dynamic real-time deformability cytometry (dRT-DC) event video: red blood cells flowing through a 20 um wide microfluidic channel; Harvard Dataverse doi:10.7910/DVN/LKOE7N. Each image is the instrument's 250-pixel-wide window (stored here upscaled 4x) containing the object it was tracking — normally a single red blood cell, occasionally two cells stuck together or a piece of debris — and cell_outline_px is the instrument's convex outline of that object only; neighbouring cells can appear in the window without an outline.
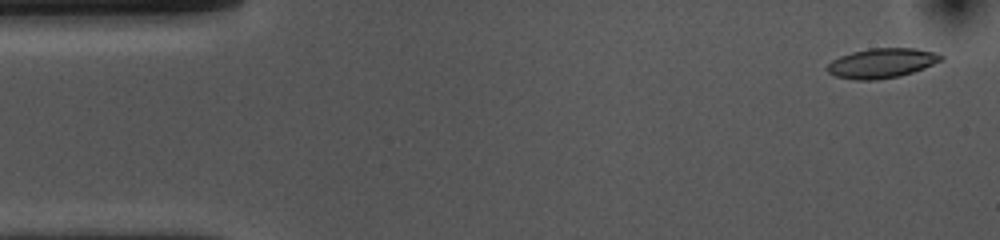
{"species": "common noctule bat (a hibernating species)", "species_latin": "Nyctalus noctula", "temperature_condition": "cold", "stored_images_in_passage": 52, "camera_frame_rate_fps": 3000, "um_per_image_px": 0.085, "animal": {"sex": "female", "body_mass_g": 10.0, "forearm_length_mm": 53.1}, "frame": {"image": 1, "passage_image": 2, "time_ms": 0.333, "image_size_px": [1000, 240], "cell_outline_px": [[944, 60], [924, 68], [900, 76], [876, 80], [856, 80], [836, 76], [828, 72], [824, 68], [832, 60], [840, 56], [852, 52], [868, 48], [916, 48], [936, 52], [944, 56]], "centroid_in_image_um": [74.96, 5.36], "position_along_channel_um": 10.0, "area_um2": 19.88}}
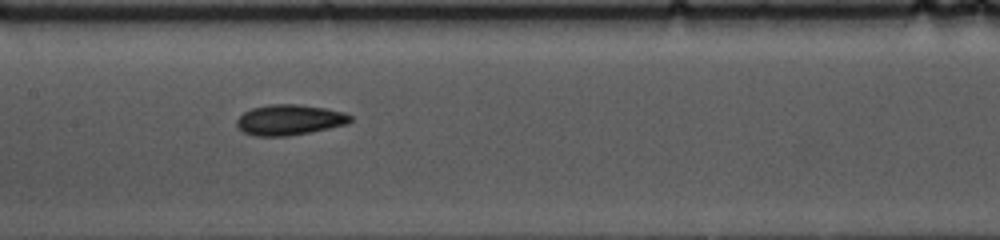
{"frame": {"image": 2, "passage_image": 24, "time_ms": 7.667, "image_size_px": [1000, 240], "cell_outline_px": [[352, 120], [348, 124], [288, 136], [256, 136], [244, 132], [236, 124], [236, 120], [244, 112], [252, 108], [268, 104], [296, 104], [324, 108], [344, 112], [352, 116]], "centroid_in_image_um": [24.6, 10.18], "position_along_channel_um": 182.8, "area_um2": 20.06}}
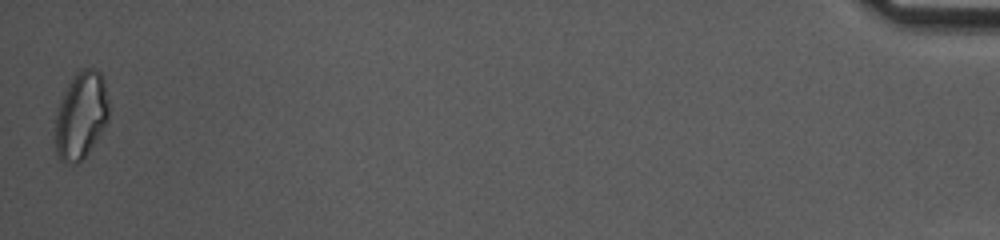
{"frame": {"image": 3, "passage_image": 52, "time_ms": 17.0, "image_size_px": [1000, 240], "cell_outline_px": [[108, 120], [88, 152], [76, 164], [60, 160], [56, 152], [56, 116], [60, 100], [68, 84], [76, 72], [84, 68], [92, 68], [100, 72], [104, 80], [108, 100]], "centroid_in_image_um": [6.89, 9.78], "position_along_channel_um": 428.3, "area_um2": 26.82}, "authors_computed_cell_mechanics": {"area_um2": 19.7965, "velocity_mm_per_s": 3.7175, "shape_relaxation_time_tau1_ms": 7.4224, "shape_relaxation_time_tau2_ms": 5.5488, "deformation_change_tau1": 0.1519, "deformation_change_tau2": 0.1254}}